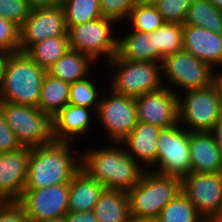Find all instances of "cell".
Here are the masks:
<instances>
[{
	"label": "cell",
	"instance_id": "obj_1",
	"mask_svg": "<svg viewBox=\"0 0 222 222\" xmlns=\"http://www.w3.org/2000/svg\"><path fill=\"white\" fill-rule=\"evenodd\" d=\"M110 145L81 152V169L90 177L100 182L105 189L128 192L139 182L144 169L125 150L121 143L110 142Z\"/></svg>",
	"mask_w": 222,
	"mask_h": 222
},
{
	"label": "cell",
	"instance_id": "obj_2",
	"mask_svg": "<svg viewBox=\"0 0 222 222\" xmlns=\"http://www.w3.org/2000/svg\"><path fill=\"white\" fill-rule=\"evenodd\" d=\"M75 144L77 143L54 141L30 148L24 189H41L70 183L81 169V155L77 156L80 151L75 150Z\"/></svg>",
	"mask_w": 222,
	"mask_h": 222
},
{
	"label": "cell",
	"instance_id": "obj_3",
	"mask_svg": "<svg viewBox=\"0 0 222 222\" xmlns=\"http://www.w3.org/2000/svg\"><path fill=\"white\" fill-rule=\"evenodd\" d=\"M47 70L25 52L10 53L0 84V101L38 108L41 85Z\"/></svg>",
	"mask_w": 222,
	"mask_h": 222
},
{
	"label": "cell",
	"instance_id": "obj_4",
	"mask_svg": "<svg viewBox=\"0 0 222 222\" xmlns=\"http://www.w3.org/2000/svg\"><path fill=\"white\" fill-rule=\"evenodd\" d=\"M182 191V178L145 170L127 193L130 217L157 218L162 209Z\"/></svg>",
	"mask_w": 222,
	"mask_h": 222
},
{
	"label": "cell",
	"instance_id": "obj_5",
	"mask_svg": "<svg viewBox=\"0 0 222 222\" xmlns=\"http://www.w3.org/2000/svg\"><path fill=\"white\" fill-rule=\"evenodd\" d=\"M110 73V89L121 95L137 98L164 86L161 63L123 60L115 55L107 62Z\"/></svg>",
	"mask_w": 222,
	"mask_h": 222
},
{
	"label": "cell",
	"instance_id": "obj_6",
	"mask_svg": "<svg viewBox=\"0 0 222 222\" xmlns=\"http://www.w3.org/2000/svg\"><path fill=\"white\" fill-rule=\"evenodd\" d=\"M5 122L21 146L38 147L55 141L53 117L39 108L0 101Z\"/></svg>",
	"mask_w": 222,
	"mask_h": 222
},
{
	"label": "cell",
	"instance_id": "obj_7",
	"mask_svg": "<svg viewBox=\"0 0 222 222\" xmlns=\"http://www.w3.org/2000/svg\"><path fill=\"white\" fill-rule=\"evenodd\" d=\"M114 25L117 26L115 21L101 17L69 27V48L89 55L96 63L110 61L117 54L118 33Z\"/></svg>",
	"mask_w": 222,
	"mask_h": 222
},
{
	"label": "cell",
	"instance_id": "obj_8",
	"mask_svg": "<svg viewBox=\"0 0 222 222\" xmlns=\"http://www.w3.org/2000/svg\"><path fill=\"white\" fill-rule=\"evenodd\" d=\"M161 71L164 86L177 95L213 84L214 69L185 50L164 57Z\"/></svg>",
	"mask_w": 222,
	"mask_h": 222
},
{
	"label": "cell",
	"instance_id": "obj_9",
	"mask_svg": "<svg viewBox=\"0 0 222 222\" xmlns=\"http://www.w3.org/2000/svg\"><path fill=\"white\" fill-rule=\"evenodd\" d=\"M178 112L179 124L188 131L210 132L222 115V99L213 84L186 91L178 94Z\"/></svg>",
	"mask_w": 222,
	"mask_h": 222
},
{
	"label": "cell",
	"instance_id": "obj_10",
	"mask_svg": "<svg viewBox=\"0 0 222 222\" xmlns=\"http://www.w3.org/2000/svg\"><path fill=\"white\" fill-rule=\"evenodd\" d=\"M150 171L180 178L190 174V131L179 123L162 129L157 140L156 163Z\"/></svg>",
	"mask_w": 222,
	"mask_h": 222
},
{
	"label": "cell",
	"instance_id": "obj_11",
	"mask_svg": "<svg viewBox=\"0 0 222 222\" xmlns=\"http://www.w3.org/2000/svg\"><path fill=\"white\" fill-rule=\"evenodd\" d=\"M106 91L97 108L96 119L102 124L109 142L121 143L138 123L135 98L117 94L111 89Z\"/></svg>",
	"mask_w": 222,
	"mask_h": 222
},
{
	"label": "cell",
	"instance_id": "obj_12",
	"mask_svg": "<svg viewBox=\"0 0 222 222\" xmlns=\"http://www.w3.org/2000/svg\"><path fill=\"white\" fill-rule=\"evenodd\" d=\"M182 192L206 222H222V172H191L182 178Z\"/></svg>",
	"mask_w": 222,
	"mask_h": 222
},
{
	"label": "cell",
	"instance_id": "obj_13",
	"mask_svg": "<svg viewBox=\"0 0 222 222\" xmlns=\"http://www.w3.org/2000/svg\"><path fill=\"white\" fill-rule=\"evenodd\" d=\"M17 201L23 206L28 222L64 217L69 212V183L24 189Z\"/></svg>",
	"mask_w": 222,
	"mask_h": 222
},
{
	"label": "cell",
	"instance_id": "obj_14",
	"mask_svg": "<svg viewBox=\"0 0 222 222\" xmlns=\"http://www.w3.org/2000/svg\"><path fill=\"white\" fill-rule=\"evenodd\" d=\"M62 6L31 10L19 30V51L25 52L31 45L48 37L58 38L67 34Z\"/></svg>",
	"mask_w": 222,
	"mask_h": 222
},
{
	"label": "cell",
	"instance_id": "obj_15",
	"mask_svg": "<svg viewBox=\"0 0 222 222\" xmlns=\"http://www.w3.org/2000/svg\"><path fill=\"white\" fill-rule=\"evenodd\" d=\"M138 121L162 129L179 123L178 95L166 86L135 98Z\"/></svg>",
	"mask_w": 222,
	"mask_h": 222
},
{
	"label": "cell",
	"instance_id": "obj_16",
	"mask_svg": "<svg viewBox=\"0 0 222 222\" xmlns=\"http://www.w3.org/2000/svg\"><path fill=\"white\" fill-rule=\"evenodd\" d=\"M30 147L0 153V193L8 200H18L25 188Z\"/></svg>",
	"mask_w": 222,
	"mask_h": 222
},
{
	"label": "cell",
	"instance_id": "obj_17",
	"mask_svg": "<svg viewBox=\"0 0 222 222\" xmlns=\"http://www.w3.org/2000/svg\"><path fill=\"white\" fill-rule=\"evenodd\" d=\"M183 50L209 64L222 67V34L203 27L183 24Z\"/></svg>",
	"mask_w": 222,
	"mask_h": 222
},
{
	"label": "cell",
	"instance_id": "obj_18",
	"mask_svg": "<svg viewBox=\"0 0 222 222\" xmlns=\"http://www.w3.org/2000/svg\"><path fill=\"white\" fill-rule=\"evenodd\" d=\"M93 118L96 119V112L93 109L67 104L53 116L55 141L78 143L76 141L80 140L79 138L84 133V135H86V132L90 134L91 124L94 122Z\"/></svg>",
	"mask_w": 222,
	"mask_h": 222
},
{
	"label": "cell",
	"instance_id": "obj_19",
	"mask_svg": "<svg viewBox=\"0 0 222 222\" xmlns=\"http://www.w3.org/2000/svg\"><path fill=\"white\" fill-rule=\"evenodd\" d=\"M161 130V127L138 121L121 142L126 152L146 170L156 163L157 140Z\"/></svg>",
	"mask_w": 222,
	"mask_h": 222
},
{
	"label": "cell",
	"instance_id": "obj_20",
	"mask_svg": "<svg viewBox=\"0 0 222 222\" xmlns=\"http://www.w3.org/2000/svg\"><path fill=\"white\" fill-rule=\"evenodd\" d=\"M192 172H222V151L210 132H190Z\"/></svg>",
	"mask_w": 222,
	"mask_h": 222
},
{
	"label": "cell",
	"instance_id": "obj_21",
	"mask_svg": "<svg viewBox=\"0 0 222 222\" xmlns=\"http://www.w3.org/2000/svg\"><path fill=\"white\" fill-rule=\"evenodd\" d=\"M105 187L80 169L69 183L68 211H92Z\"/></svg>",
	"mask_w": 222,
	"mask_h": 222
},
{
	"label": "cell",
	"instance_id": "obj_22",
	"mask_svg": "<svg viewBox=\"0 0 222 222\" xmlns=\"http://www.w3.org/2000/svg\"><path fill=\"white\" fill-rule=\"evenodd\" d=\"M92 66L96 67L98 65L89 55L69 48L62 57L47 69V73L71 84L87 78L91 71L94 73L93 68L95 67Z\"/></svg>",
	"mask_w": 222,
	"mask_h": 222
},
{
	"label": "cell",
	"instance_id": "obj_23",
	"mask_svg": "<svg viewBox=\"0 0 222 222\" xmlns=\"http://www.w3.org/2000/svg\"><path fill=\"white\" fill-rule=\"evenodd\" d=\"M119 36L117 41V56L129 61L157 62V49H154L153 32H139L128 29Z\"/></svg>",
	"mask_w": 222,
	"mask_h": 222
},
{
	"label": "cell",
	"instance_id": "obj_24",
	"mask_svg": "<svg viewBox=\"0 0 222 222\" xmlns=\"http://www.w3.org/2000/svg\"><path fill=\"white\" fill-rule=\"evenodd\" d=\"M92 212L98 222H129V196L126 191L104 189Z\"/></svg>",
	"mask_w": 222,
	"mask_h": 222
},
{
	"label": "cell",
	"instance_id": "obj_25",
	"mask_svg": "<svg viewBox=\"0 0 222 222\" xmlns=\"http://www.w3.org/2000/svg\"><path fill=\"white\" fill-rule=\"evenodd\" d=\"M70 83L46 73L41 85L38 108L52 117L69 104Z\"/></svg>",
	"mask_w": 222,
	"mask_h": 222
},
{
	"label": "cell",
	"instance_id": "obj_26",
	"mask_svg": "<svg viewBox=\"0 0 222 222\" xmlns=\"http://www.w3.org/2000/svg\"><path fill=\"white\" fill-rule=\"evenodd\" d=\"M69 49L68 35L48 37L31 45L25 53L40 67L48 69Z\"/></svg>",
	"mask_w": 222,
	"mask_h": 222
},
{
	"label": "cell",
	"instance_id": "obj_27",
	"mask_svg": "<svg viewBox=\"0 0 222 222\" xmlns=\"http://www.w3.org/2000/svg\"><path fill=\"white\" fill-rule=\"evenodd\" d=\"M183 24L203 27L222 34V12L209 0H192Z\"/></svg>",
	"mask_w": 222,
	"mask_h": 222
},
{
	"label": "cell",
	"instance_id": "obj_28",
	"mask_svg": "<svg viewBox=\"0 0 222 222\" xmlns=\"http://www.w3.org/2000/svg\"><path fill=\"white\" fill-rule=\"evenodd\" d=\"M154 49H157V62L183 50V24L165 22L153 31Z\"/></svg>",
	"mask_w": 222,
	"mask_h": 222
},
{
	"label": "cell",
	"instance_id": "obj_29",
	"mask_svg": "<svg viewBox=\"0 0 222 222\" xmlns=\"http://www.w3.org/2000/svg\"><path fill=\"white\" fill-rule=\"evenodd\" d=\"M127 21L131 30L146 33L157 30L165 23L151 0H140L131 10Z\"/></svg>",
	"mask_w": 222,
	"mask_h": 222
},
{
	"label": "cell",
	"instance_id": "obj_30",
	"mask_svg": "<svg viewBox=\"0 0 222 222\" xmlns=\"http://www.w3.org/2000/svg\"><path fill=\"white\" fill-rule=\"evenodd\" d=\"M157 218L160 222H206L182 191L162 209Z\"/></svg>",
	"mask_w": 222,
	"mask_h": 222
},
{
	"label": "cell",
	"instance_id": "obj_31",
	"mask_svg": "<svg viewBox=\"0 0 222 222\" xmlns=\"http://www.w3.org/2000/svg\"><path fill=\"white\" fill-rule=\"evenodd\" d=\"M62 8L67 29L102 17L99 0H63Z\"/></svg>",
	"mask_w": 222,
	"mask_h": 222
},
{
	"label": "cell",
	"instance_id": "obj_32",
	"mask_svg": "<svg viewBox=\"0 0 222 222\" xmlns=\"http://www.w3.org/2000/svg\"><path fill=\"white\" fill-rule=\"evenodd\" d=\"M93 77L94 75L88 76L83 80L76 81L75 83L70 84L69 104L87 107L93 109L95 112L97 111L102 97L100 95V92H102V90L101 88L100 90L98 89V84L100 83L93 81Z\"/></svg>",
	"mask_w": 222,
	"mask_h": 222
},
{
	"label": "cell",
	"instance_id": "obj_33",
	"mask_svg": "<svg viewBox=\"0 0 222 222\" xmlns=\"http://www.w3.org/2000/svg\"><path fill=\"white\" fill-rule=\"evenodd\" d=\"M165 22L183 24L192 0H151Z\"/></svg>",
	"mask_w": 222,
	"mask_h": 222
},
{
	"label": "cell",
	"instance_id": "obj_34",
	"mask_svg": "<svg viewBox=\"0 0 222 222\" xmlns=\"http://www.w3.org/2000/svg\"><path fill=\"white\" fill-rule=\"evenodd\" d=\"M140 0H99L101 15L104 18L111 19L117 24H127V19L131 10ZM125 22H124V21Z\"/></svg>",
	"mask_w": 222,
	"mask_h": 222
},
{
	"label": "cell",
	"instance_id": "obj_35",
	"mask_svg": "<svg viewBox=\"0 0 222 222\" xmlns=\"http://www.w3.org/2000/svg\"><path fill=\"white\" fill-rule=\"evenodd\" d=\"M28 0H0V16L14 22L19 27L30 15Z\"/></svg>",
	"mask_w": 222,
	"mask_h": 222
},
{
	"label": "cell",
	"instance_id": "obj_36",
	"mask_svg": "<svg viewBox=\"0 0 222 222\" xmlns=\"http://www.w3.org/2000/svg\"><path fill=\"white\" fill-rule=\"evenodd\" d=\"M19 30L14 22L0 16V50L19 52Z\"/></svg>",
	"mask_w": 222,
	"mask_h": 222
},
{
	"label": "cell",
	"instance_id": "obj_37",
	"mask_svg": "<svg viewBox=\"0 0 222 222\" xmlns=\"http://www.w3.org/2000/svg\"><path fill=\"white\" fill-rule=\"evenodd\" d=\"M0 222H28V217L17 200H9L0 210Z\"/></svg>",
	"mask_w": 222,
	"mask_h": 222
},
{
	"label": "cell",
	"instance_id": "obj_38",
	"mask_svg": "<svg viewBox=\"0 0 222 222\" xmlns=\"http://www.w3.org/2000/svg\"><path fill=\"white\" fill-rule=\"evenodd\" d=\"M22 147L17 141L15 133L5 122L3 113L0 110V153L15 151Z\"/></svg>",
	"mask_w": 222,
	"mask_h": 222
},
{
	"label": "cell",
	"instance_id": "obj_39",
	"mask_svg": "<svg viewBox=\"0 0 222 222\" xmlns=\"http://www.w3.org/2000/svg\"><path fill=\"white\" fill-rule=\"evenodd\" d=\"M65 218L67 222H98L92 211L88 212H71L69 211Z\"/></svg>",
	"mask_w": 222,
	"mask_h": 222
},
{
	"label": "cell",
	"instance_id": "obj_40",
	"mask_svg": "<svg viewBox=\"0 0 222 222\" xmlns=\"http://www.w3.org/2000/svg\"><path fill=\"white\" fill-rule=\"evenodd\" d=\"M63 0H28L31 10L62 6Z\"/></svg>",
	"mask_w": 222,
	"mask_h": 222
},
{
	"label": "cell",
	"instance_id": "obj_41",
	"mask_svg": "<svg viewBox=\"0 0 222 222\" xmlns=\"http://www.w3.org/2000/svg\"><path fill=\"white\" fill-rule=\"evenodd\" d=\"M210 133L213 135L218 147L222 151V115L215 122Z\"/></svg>",
	"mask_w": 222,
	"mask_h": 222
},
{
	"label": "cell",
	"instance_id": "obj_42",
	"mask_svg": "<svg viewBox=\"0 0 222 222\" xmlns=\"http://www.w3.org/2000/svg\"><path fill=\"white\" fill-rule=\"evenodd\" d=\"M219 69V71H218ZM222 67L214 69L213 85L222 99ZM221 71V72H220Z\"/></svg>",
	"mask_w": 222,
	"mask_h": 222
},
{
	"label": "cell",
	"instance_id": "obj_43",
	"mask_svg": "<svg viewBox=\"0 0 222 222\" xmlns=\"http://www.w3.org/2000/svg\"><path fill=\"white\" fill-rule=\"evenodd\" d=\"M9 55H10V52L0 50V84L3 79L4 68H5V64Z\"/></svg>",
	"mask_w": 222,
	"mask_h": 222
},
{
	"label": "cell",
	"instance_id": "obj_44",
	"mask_svg": "<svg viewBox=\"0 0 222 222\" xmlns=\"http://www.w3.org/2000/svg\"><path fill=\"white\" fill-rule=\"evenodd\" d=\"M129 222H160L158 218H130Z\"/></svg>",
	"mask_w": 222,
	"mask_h": 222
},
{
	"label": "cell",
	"instance_id": "obj_45",
	"mask_svg": "<svg viewBox=\"0 0 222 222\" xmlns=\"http://www.w3.org/2000/svg\"><path fill=\"white\" fill-rule=\"evenodd\" d=\"M220 12H222V0H209Z\"/></svg>",
	"mask_w": 222,
	"mask_h": 222
},
{
	"label": "cell",
	"instance_id": "obj_46",
	"mask_svg": "<svg viewBox=\"0 0 222 222\" xmlns=\"http://www.w3.org/2000/svg\"><path fill=\"white\" fill-rule=\"evenodd\" d=\"M39 222H67V220L64 216V217H60V218H56V219H49V220L39 221Z\"/></svg>",
	"mask_w": 222,
	"mask_h": 222
},
{
	"label": "cell",
	"instance_id": "obj_47",
	"mask_svg": "<svg viewBox=\"0 0 222 222\" xmlns=\"http://www.w3.org/2000/svg\"><path fill=\"white\" fill-rule=\"evenodd\" d=\"M9 200L0 193V210Z\"/></svg>",
	"mask_w": 222,
	"mask_h": 222
}]
</instances>
